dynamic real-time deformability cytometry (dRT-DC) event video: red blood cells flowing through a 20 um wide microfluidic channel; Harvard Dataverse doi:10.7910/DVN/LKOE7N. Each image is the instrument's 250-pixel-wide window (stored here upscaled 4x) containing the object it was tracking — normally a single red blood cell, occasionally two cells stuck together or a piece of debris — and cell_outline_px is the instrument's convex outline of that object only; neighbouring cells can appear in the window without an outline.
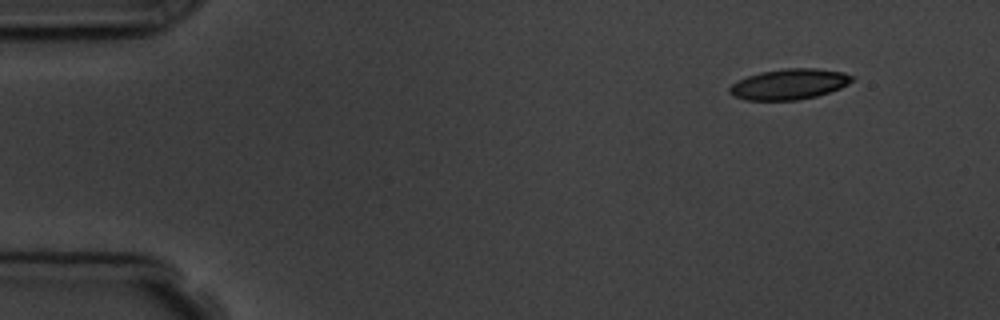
{"species": "common noctule bat (a hibernating species)", "species_latin": "Nyctalus noctula", "temperature_condition": "room temperature", "stored_images_in_passage": 2, "camera_frame_rate_fps": 3000, "um_per_image_px": 0.085, "animal": {"sex": "male", "body_mass_g": 19.5, "forearm_length_mm": 54.6}, "frame": {"image": 1, "passage_image": 1, "time_ms": 0.0, "image_size_px": [1000, 320], "cell_outline_px": [[856, 76], [848, 84], [840, 88], [816, 96], [796, 100], [744, 100], [732, 96], [728, 92], [728, 88], [736, 80], [760, 72], [784, 68], [816, 68], [844, 72]], "centroid_in_image_um": [67.05, 7.15], "position_along_channel_um": 17.9, "area_um2": 22.02}}